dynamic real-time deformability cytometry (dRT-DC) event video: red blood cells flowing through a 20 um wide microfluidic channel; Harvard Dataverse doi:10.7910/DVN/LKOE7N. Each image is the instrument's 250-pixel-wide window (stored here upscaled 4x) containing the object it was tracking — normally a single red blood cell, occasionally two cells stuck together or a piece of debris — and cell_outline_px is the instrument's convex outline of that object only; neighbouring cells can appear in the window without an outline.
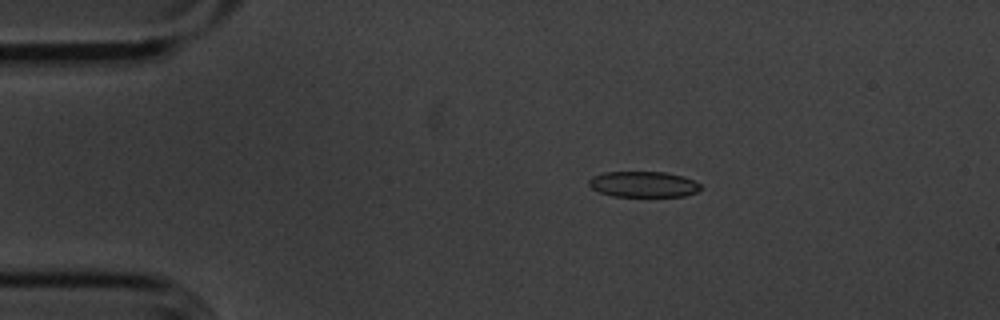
{"species": "common noctule bat (a hibernating species)", "species_latin": "Nyctalus noctula", "temperature_condition": "cold", "stored_images_in_passage": 48, "camera_frame_rate_fps": 3000, "um_per_image_px": 0.085, "animal": {"sex": "male", "body_mass_g": 20.1, "forearm_length_mm": 53.5}, "frame": {"image": 1, "passage_image": 3, "time_ms": 0.667, "image_size_px": [1000, 320], "cell_outline_px": [[700, 188], [696, 192], [684, 196], [612, 196], [600, 192], [592, 188], [588, 184], [588, 180], [592, 176], [604, 172], [664, 172], [684, 176], [700, 184]], "centroid_in_image_um": [54.66, 15.66], "position_along_channel_um": 30.3, "area_um2": 16.7}}
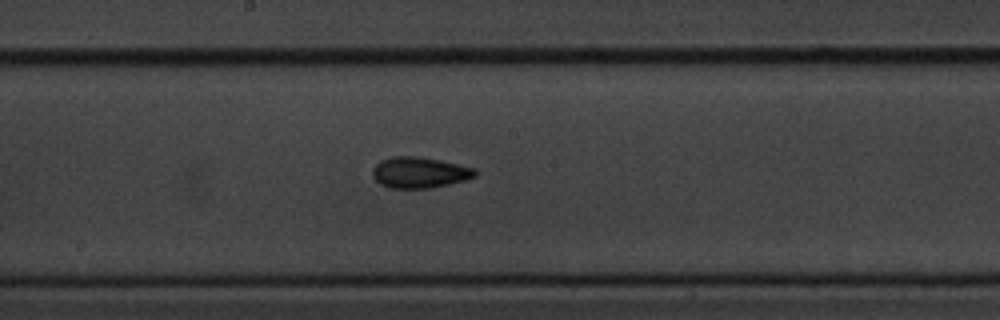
{"frame": {"image": 2, "passage_image": 22, "time_ms": 7.0, "image_size_px": [1000, 320], "cell_outline_px": [[476, 176], [464, 180], [432, 188], [388, 188], [380, 184], [372, 176], [372, 168], [380, 160], [392, 156], [420, 156], [440, 160], [476, 168]], "centroid_in_image_um": [35.63, 14.65], "position_along_channel_um": 212.6, "area_um2": 18.67}}
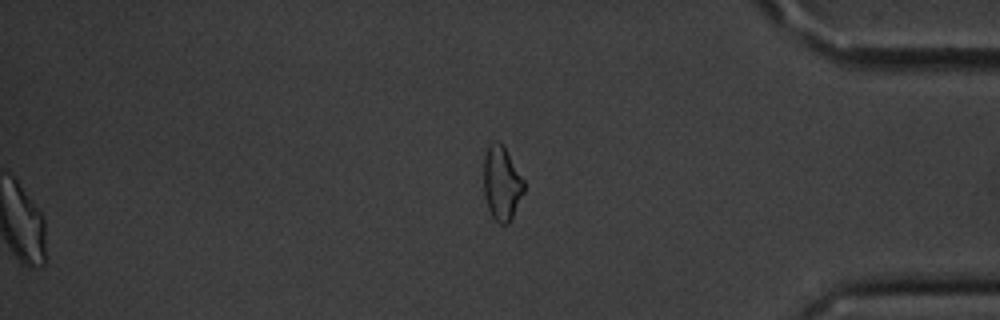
{"frame": {"image": 3, "passage_image": 39, "time_ms": 12.667, "image_size_px": [1000, 320], "cell_outline_px": [[524, 192], [508, 224], [500, 224], [492, 216], [488, 208], [484, 196], [484, 156], [488, 148], [496, 140], [504, 144], [524, 180]], "centroid_in_image_um": [42.65, 15.56], "position_along_channel_um": 392.6, "area_um2": 17.34}, "authors_computed_cell_mechanics": {"area_um2": 17.8602, "velocity_mm_per_s": 3.6195, "shape_relaxation_time_tau1_ms": 3.6133, "shape_relaxation_time_tau2_ms": 4.8611, "deformation_change_tau1": 0.0736, "deformation_change_tau2": 0.11}}